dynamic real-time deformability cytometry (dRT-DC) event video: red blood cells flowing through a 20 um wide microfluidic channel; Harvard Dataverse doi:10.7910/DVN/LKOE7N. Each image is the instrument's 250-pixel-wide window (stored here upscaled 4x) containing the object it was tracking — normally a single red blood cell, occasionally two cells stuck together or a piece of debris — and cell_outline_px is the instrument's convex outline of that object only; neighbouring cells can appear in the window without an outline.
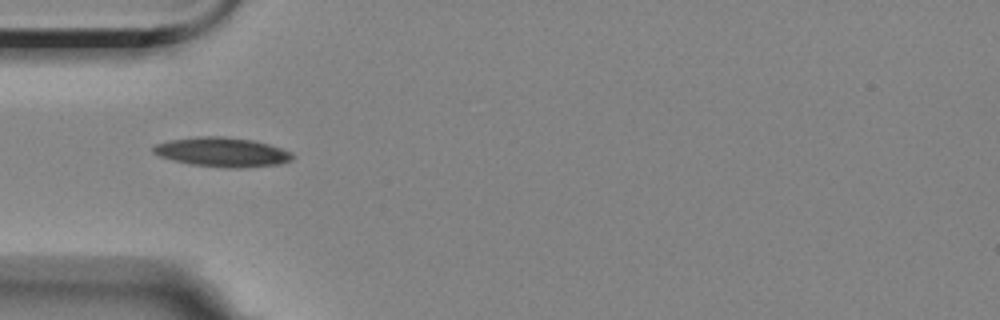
{"species": "Egyptian fruit bat (a non-hibernating species)", "species_latin": "Rousettus aegyptiacus", "temperature_condition": "room temperature", "stored_images_in_passage": 3, "camera_frame_rate_fps": 3000, "um_per_image_px": 0.085, "animal": {"sex": "female"}, "frame": {"image": 1, "passage_image": 1, "time_ms": 0.0, "image_size_px": [1000, 320], "cell_outline_px": [[296, 156], [292, 160], [280, 164], [248, 168], [224, 168], [192, 164], [172, 160], [160, 156], [152, 152], [152, 148], [156, 144], [168, 140], [200, 136], [220, 136], [252, 140], [268, 144], [292, 152]], "centroid_in_image_um": [18.91, 12.94], "position_along_channel_um": 66.1, "area_um2": 23.99}}
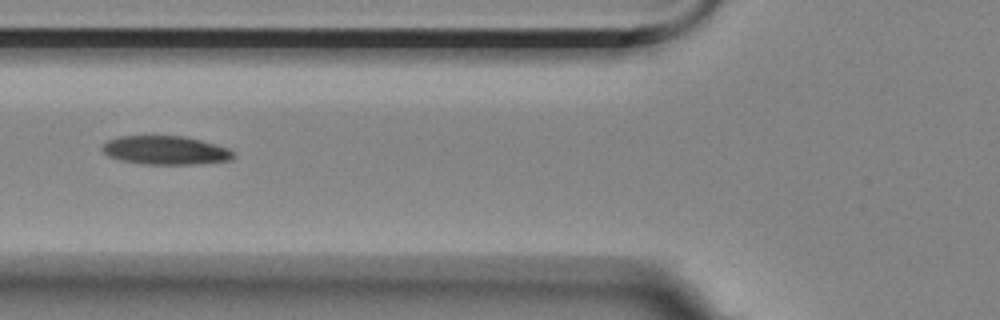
{"frame": {"image": 2, "passage_image": 2, "time_ms": 1.333, "image_size_px": [1000, 320], "cell_outline_px": [[236, 156], [232, 160], [196, 164], [144, 164], [120, 160], [108, 156], [100, 148], [108, 140], [120, 136], [184, 136], [216, 144], [228, 148], [236, 152]], "centroid_in_image_um": [14.1, 12.78], "position_along_channel_um": 111.7, "area_um2": 22.02}}
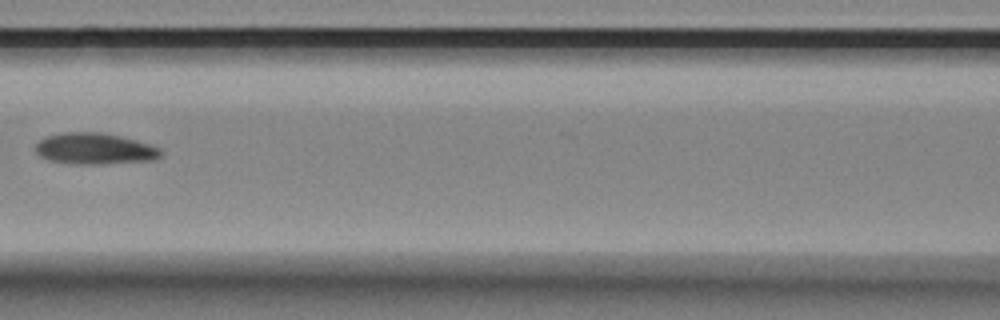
{"frame": {"image": 3, "passage_image": 3, "time_ms": 2.667, "image_size_px": [1000, 320], "cell_outline_px": [[160, 156], [152, 160], [100, 164], [68, 164], [48, 160], [40, 156], [36, 152], [36, 144], [40, 140], [48, 136], [64, 132], [104, 132], [152, 144], [160, 148]], "centroid_in_image_um": [8.04, 12.64], "position_along_channel_um": 158.6, "area_um2": 22.89}}